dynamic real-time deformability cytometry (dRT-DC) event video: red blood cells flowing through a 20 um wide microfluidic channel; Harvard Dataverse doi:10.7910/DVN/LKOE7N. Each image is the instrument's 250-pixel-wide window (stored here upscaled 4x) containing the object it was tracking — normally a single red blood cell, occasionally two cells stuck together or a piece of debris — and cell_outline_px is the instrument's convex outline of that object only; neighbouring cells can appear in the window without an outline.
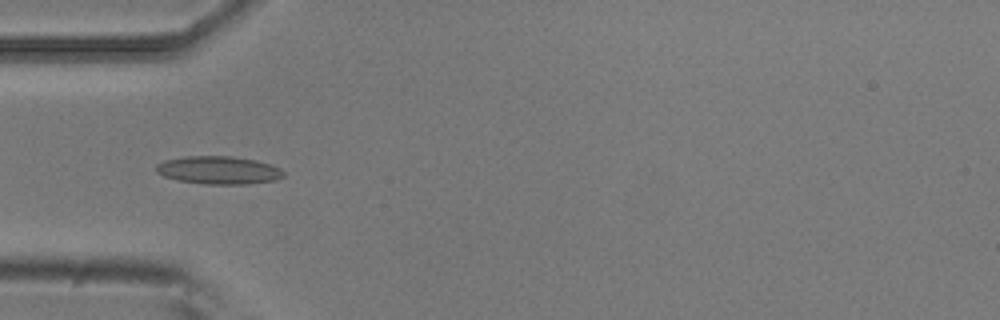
{"species": "common noctule bat (a hibernating species)", "species_latin": "Nyctalus noctula", "temperature_condition": "room temperature", "stored_images_in_passage": 4, "camera_frame_rate_fps": 3000, "um_per_image_px": 0.085, "animal": {"sex": "male", "body_mass_g": 20.5, "forearm_length_mm": 52.5}, "frame": {"image": 1, "passage_image": 4, "time_ms": 1.0, "image_size_px": [1000, 320], "cell_outline_px": [[284, 176], [276, 180], [244, 184], [204, 184], [176, 180], [164, 176], [156, 172], [156, 164], [164, 160], [184, 156], [232, 156], [256, 160], [272, 164], [280, 168], [284, 172]], "centroid_in_image_um": [18.58, 14.46], "position_along_channel_um": 66.4, "area_um2": 20.92}}